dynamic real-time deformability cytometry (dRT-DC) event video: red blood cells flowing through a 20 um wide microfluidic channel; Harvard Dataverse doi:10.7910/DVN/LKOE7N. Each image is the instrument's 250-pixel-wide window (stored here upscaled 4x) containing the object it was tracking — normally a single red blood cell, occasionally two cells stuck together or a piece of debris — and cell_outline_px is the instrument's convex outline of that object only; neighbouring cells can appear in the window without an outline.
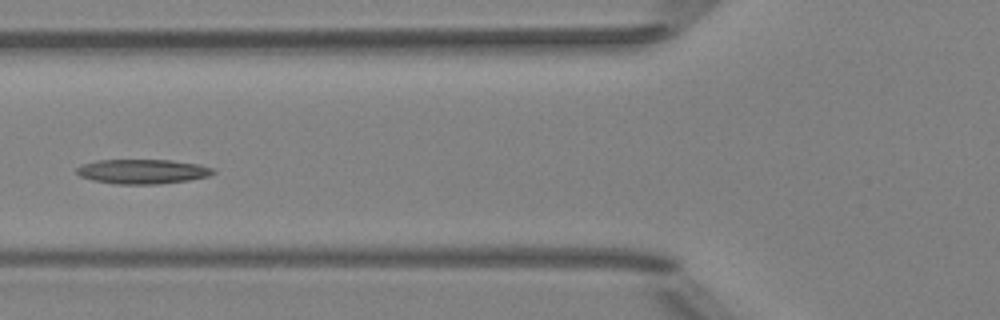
{"species": "Egyptian fruit bat (a non-hibernating species)", "species_latin": "Rousettus aegyptiacus", "temperature_condition": "room temperature", "stored_images_in_passage": 6, "camera_frame_rate_fps": 3000, "um_per_image_px": 0.085, "animal": {"sex": "female"}, "frame": {"image": 1, "passage_image": 5, "time_ms": 5.333, "image_size_px": [1000, 320], "cell_outline_px": [[216, 172], [208, 176], [188, 180], [160, 184], [116, 184], [92, 180], [80, 176], [76, 172], [76, 168], [80, 164], [96, 160], [172, 160], [200, 164], [216, 168]], "centroid_in_image_um": [12.13, 14.57], "position_along_channel_um": 113.7, "area_um2": 19.77}}
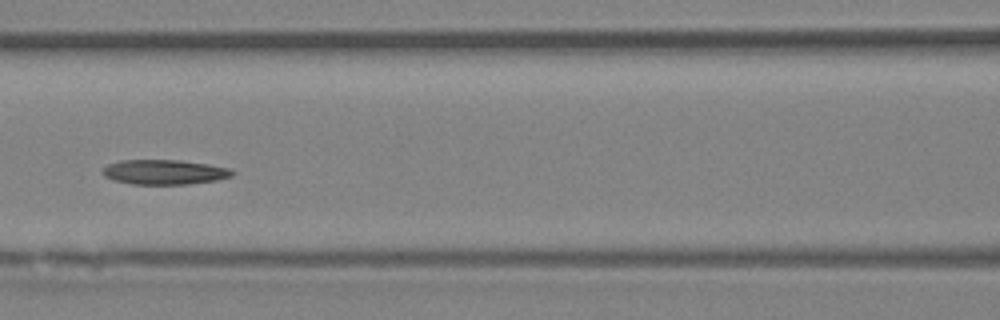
{"frame": {"image": 2, "passage_image": 6, "time_ms": 6.333, "image_size_px": [1000, 320], "cell_outline_px": [[236, 172], [232, 176], [216, 180], [188, 184], [132, 184], [112, 180], [104, 176], [100, 172], [108, 164], [120, 160], [180, 160], [208, 164], [232, 168]], "centroid_in_image_um": [13.98, 14.62], "position_along_channel_um": 152.6, "area_um2": 18.9}}